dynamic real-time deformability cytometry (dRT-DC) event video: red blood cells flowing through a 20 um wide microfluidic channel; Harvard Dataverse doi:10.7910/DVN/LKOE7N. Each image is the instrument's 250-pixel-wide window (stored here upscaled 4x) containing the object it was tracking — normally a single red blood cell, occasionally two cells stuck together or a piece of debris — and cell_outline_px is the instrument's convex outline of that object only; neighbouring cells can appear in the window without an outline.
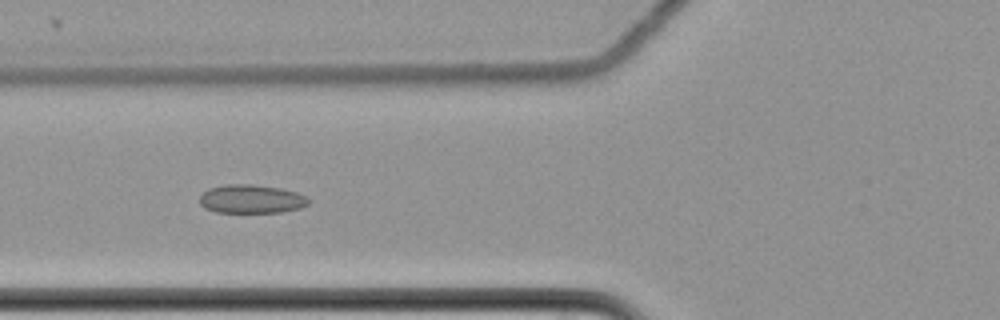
{"species": "common noctule bat (a hibernating species)", "species_latin": "Nyctalus noctula", "temperature_condition": "cold", "stored_images_in_passage": 8, "camera_frame_rate_fps": 3000, "um_per_image_px": 0.085, "animal": {"sex": "female", "body_mass_g": 22.7, "forearm_length_mm": 54.2}, "frame": {"image": 1, "passage_image": 7, "time_ms": 2.0, "image_size_px": [1000, 320], "cell_outline_px": [[308, 204], [300, 208], [280, 212], [216, 212], [204, 208], [200, 204], [200, 196], [208, 188], [224, 184], [252, 184], [280, 188], [296, 192], [308, 196]], "centroid_in_image_um": [21.35, 16.91], "position_along_channel_um": 104.5, "area_um2": 18.21}}
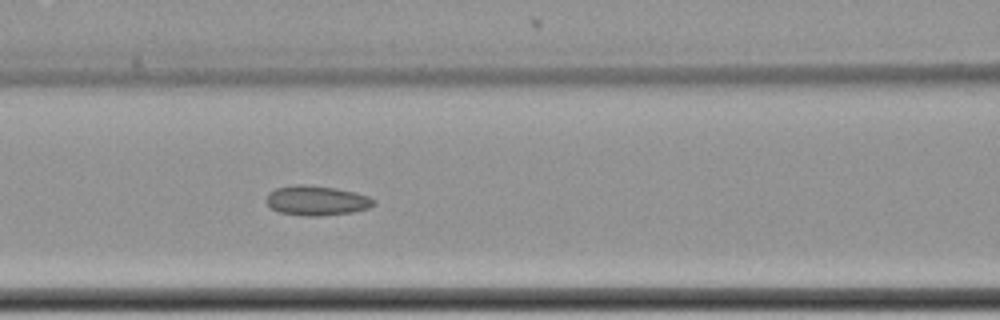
{"frame": {"image": 2, "passage_image": 8, "time_ms": 2.333, "image_size_px": [1000, 320], "cell_outline_px": [[376, 204], [368, 208], [352, 212], [320, 216], [304, 216], [280, 212], [272, 208], [264, 200], [268, 192], [276, 188], [296, 184], [304, 184], [336, 188], [368, 196], [376, 200]], "centroid_in_image_um": [26.89, 17.04], "position_along_channel_um": 139.7, "area_um2": 18.67}}